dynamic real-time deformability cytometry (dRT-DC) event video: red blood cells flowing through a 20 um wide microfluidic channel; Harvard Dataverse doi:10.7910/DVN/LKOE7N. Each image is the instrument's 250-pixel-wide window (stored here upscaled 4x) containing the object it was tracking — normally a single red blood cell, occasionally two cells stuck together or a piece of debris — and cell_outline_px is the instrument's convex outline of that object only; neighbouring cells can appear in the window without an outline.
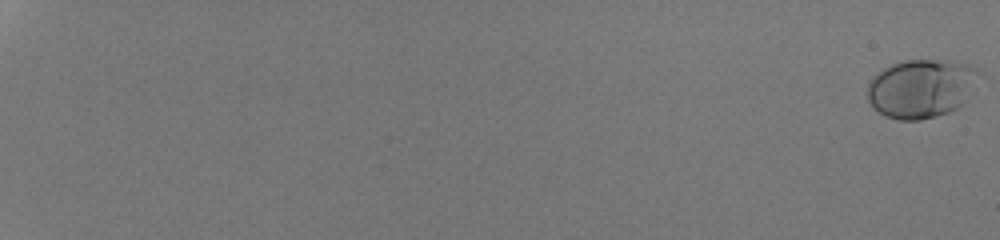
{"species": "human", "species_latin": "Homo sapiens", "temperature_condition": "room temperature", "stored_images_in_passage": 40, "camera_frame_rate_fps": 3000, "um_per_image_px": 0.085, "donor": {"sex": "male"}, "frame": {"image": 1, "passage_image": 1, "time_ms": 0.0, "image_size_px": [1000, 240], "cell_outline_px": [[980, 72], [964, 104], [948, 112], [936, 116], [920, 120], [896, 120], [884, 116], [868, 100], [868, 84], [884, 68], [892, 64], [904, 60], [932, 60], [968, 64], [976, 68]], "centroid_in_image_um": [78.3, 7.53], "position_along_channel_um": 6.7, "area_um2": 37.63}}
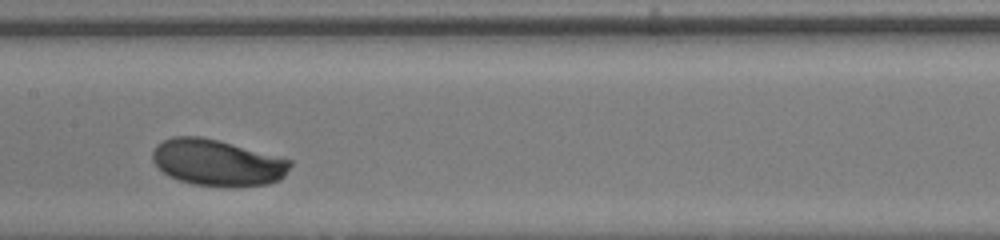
{"frame": {"image": 2, "passage_image": 25, "time_ms": 8.0, "image_size_px": [1000, 240], "cell_outline_px": [[292, 164], [284, 176], [280, 180], [268, 184], [232, 188], [192, 184], [168, 176], [152, 160], [152, 152], [156, 144], [172, 136], [200, 136], [216, 140], [292, 160]], "centroid_in_image_um": [18.47, 13.84], "position_along_channel_um": 188.9, "area_um2": 37.22}}
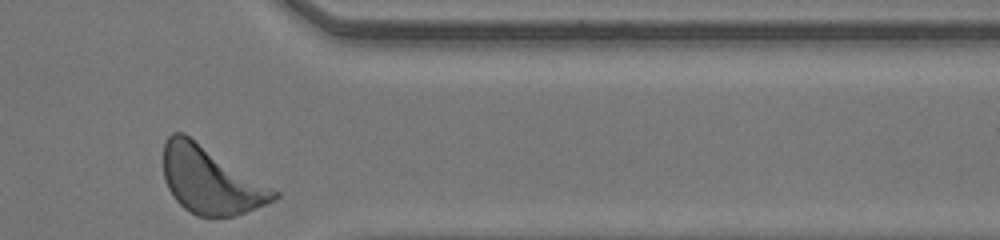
{"frame": {"image": 3, "passage_image": 40, "time_ms": 13.0, "image_size_px": [1000, 240], "cell_outline_px": [[280, 196], [268, 204], [232, 216], [196, 216], [184, 208], [172, 196], [164, 180], [164, 144], [168, 136], [172, 132], [184, 132], [280, 192]], "centroid_in_image_um": [17.89, 15.31], "position_along_channel_um": 393.5, "area_um2": 43.18}, "authors_computed_cell_mechanics": {"area_um2": 36.9053, "velocity_mm_per_s": 4.1466, "shape_relaxation_time_tau1_ms": 1.6727, "shape_relaxation_time_tau2_ms": null, "deformation_change_tau1": 0.1054, "deformation_change_tau2": null}}